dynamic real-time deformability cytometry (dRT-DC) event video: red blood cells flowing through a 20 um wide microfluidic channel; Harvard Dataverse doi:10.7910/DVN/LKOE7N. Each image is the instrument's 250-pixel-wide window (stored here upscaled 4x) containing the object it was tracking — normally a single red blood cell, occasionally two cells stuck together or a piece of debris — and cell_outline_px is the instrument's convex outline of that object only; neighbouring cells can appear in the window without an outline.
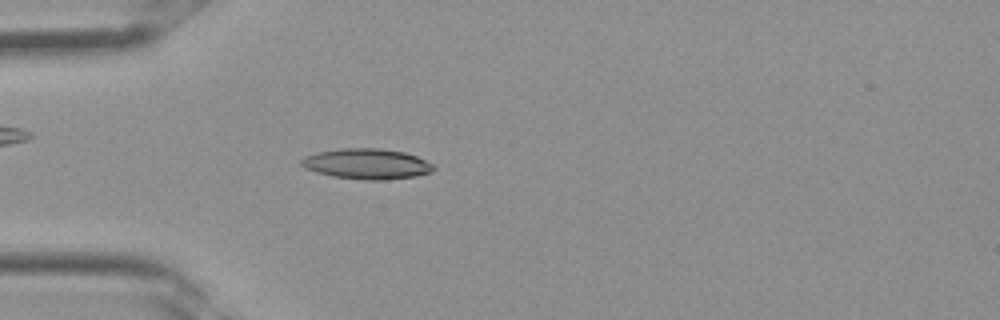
{"species": "Egyptian fruit bat (a non-hibernating species)", "species_latin": "Rousettus aegyptiacus", "temperature_condition": "room temperature", "stored_images_in_passage": 34, "camera_frame_rate_fps": 3000, "um_per_image_px": 0.085, "frame": {"image": 1, "passage_image": 9, "time_ms": 2.667, "image_size_px": [1000, 320], "cell_outline_px": [[436, 168], [432, 172], [416, 176], [384, 180], [368, 180], [332, 176], [316, 172], [304, 168], [300, 164], [300, 160], [304, 156], [316, 152], [340, 148], [380, 148], [404, 152], [416, 156], [432, 164]], "centroid_in_image_um": [31.15, 13.92], "position_along_channel_um": 53.8, "area_um2": 23.58}}
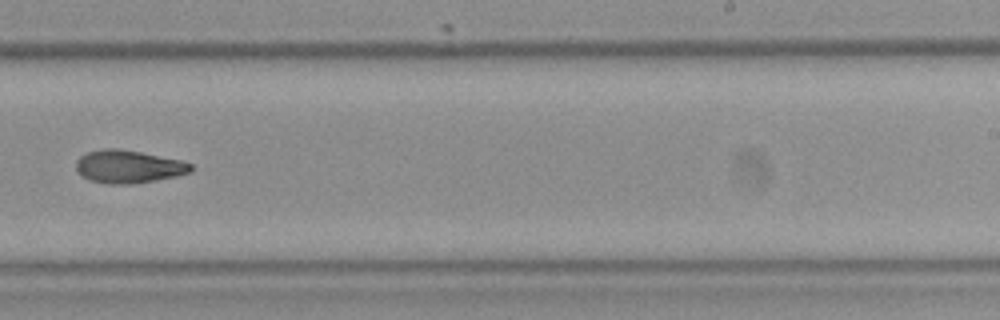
{"frame": {"image": 2, "passage_image": 21, "time_ms": 6.667, "image_size_px": [1000, 320], "cell_outline_px": [[192, 172], [176, 176], [156, 180], [132, 184], [108, 184], [88, 180], [76, 168], [76, 160], [80, 156], [88, 152], [104, 148], [116, 148], [140, 152], [180, 160], [192, 164]], "centroid_in_image_um": [10.92, 14.17], "position_along_channel_um": 278.1, "area_um2": 21.91}}
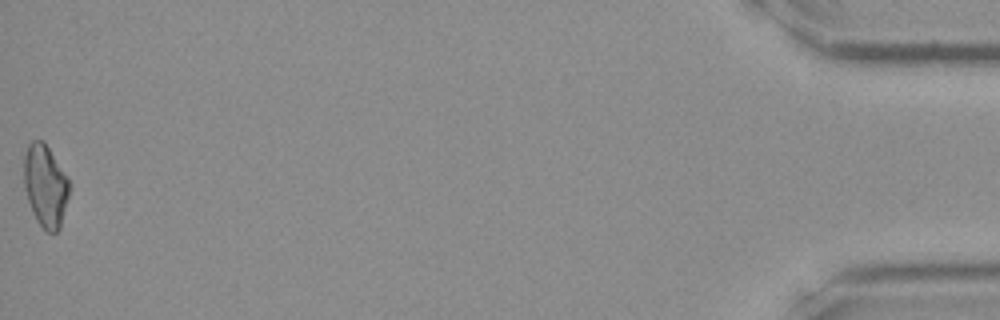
{"frame": {"image": 3, "passage_image": 34, "time_ms": 11.0, "image_size_px": [1000, 320], "cell_outline_px": [[68, 196], [60, 228], [56, 232], [48, 232], [36, 220], [32, 212], [24, 188], [24, 156], [28, 144], [32, 140], [44, 140], [68, 176]], "centroid_in_image_um": [3.84, 15.75], "position_along_channel_um": 431.4, "area_um2": 21.73}}